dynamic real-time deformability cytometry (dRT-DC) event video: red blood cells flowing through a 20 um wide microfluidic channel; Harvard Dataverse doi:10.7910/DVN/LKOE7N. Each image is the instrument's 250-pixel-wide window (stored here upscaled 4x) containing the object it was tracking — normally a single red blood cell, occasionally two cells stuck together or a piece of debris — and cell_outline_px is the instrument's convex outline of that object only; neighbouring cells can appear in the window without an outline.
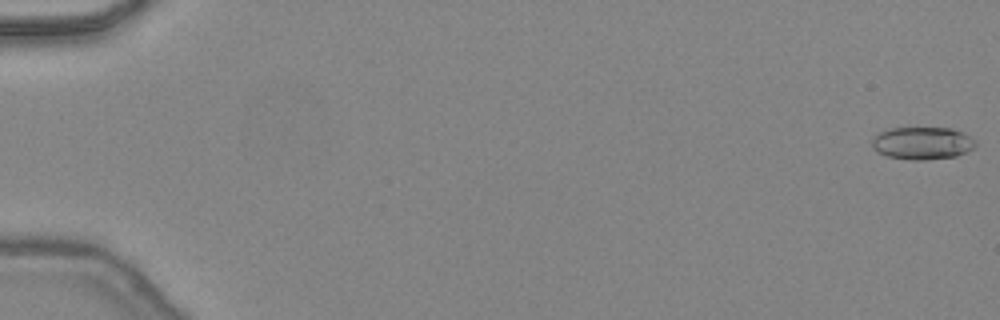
{"species": "common noctule bat (a hibernating species)", "species_latin": "Nyctalus noctula", "temperature_condition": "warm", "stored_images_in_passage": 48, "camera_frame_rate_fps": 3000, "um_per_image_px": 0.085, "animal": {"sex": "female", "body_mass_g": 24.6, "forearm_length_mm": 56.2}, "frame": {"image": 1, "passage_image": 1, "time_ms": 0.0, "image_size_px": [1000, 320], "cell_outline_px": [[976, 144], [968, 152], [956, 156], [928, 160], [912, 160], [888, 156], [876, 152], [872, 148], [872, 140], [880, 132], [888, 128], [952, 128], [964, 132], [976, 140]], "centroid_in_image_um": [78.42, 12.17], "position_along_channel_um": 6.6, "area_um2": 19.83}}
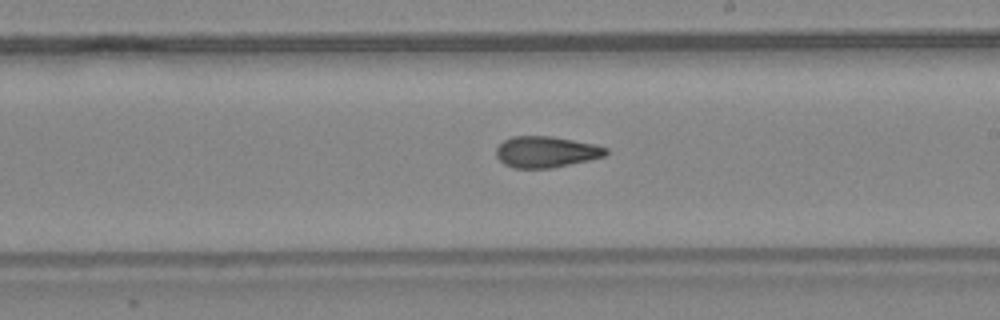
{"frame": {"image": 2, "passage_image": 29, "time_ms": 9.333, "image_size_px": [1000, 320], "cell_outline_px": [[608, 152], [604, 156], [588, 160], [552, 168], [516, 168], [504, 164], [496, 156], [496, 148], [504, 140], [512, 136], [552, 136], [596, 144], [608, 148]], "centroid_in_image_um": [46.42, 12.9], "position_along_channel_um": 242.6, "area_um2": 19.94}}
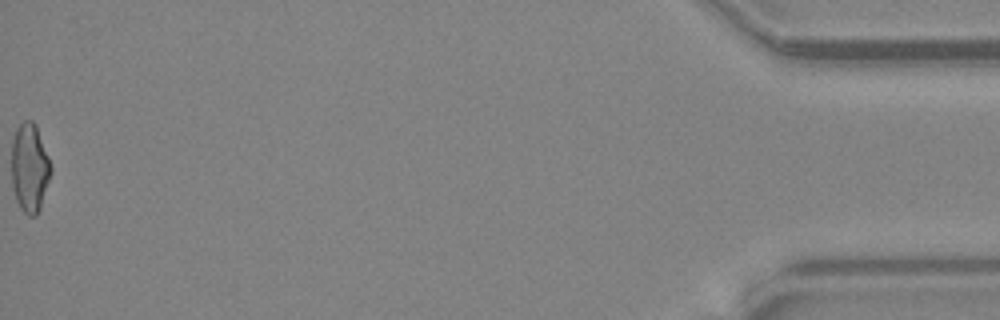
{"frame": {"image": 3, "passage_image": 48, "time_ms": 15.667, "image_size_px": [1000, 320], "cell_outline_px": [[52, 172], [40, 208], [36, 216], [28, 216], [20, 208], [16, 200], [12, 188], [12, 140], [16, 128], [24, 120], [32, 120], [36, 124], [48, 156], [52, 168]], "centroid_in_image_um": [2.52, 14.27], "position_along_channel_um": 432.7, "area_um2": 20.52}, "authors_computed_cell_mechanics": {"area_um2": 20.0277, "velocity_mm_per_s": 4.505, "shape_relaxation_time_tau1_ms": null, "shape_relaxation_time_tau2_ms": 2.3691, "deformation_change_tau1": null, "deformation_change_tau2": 0.1}}